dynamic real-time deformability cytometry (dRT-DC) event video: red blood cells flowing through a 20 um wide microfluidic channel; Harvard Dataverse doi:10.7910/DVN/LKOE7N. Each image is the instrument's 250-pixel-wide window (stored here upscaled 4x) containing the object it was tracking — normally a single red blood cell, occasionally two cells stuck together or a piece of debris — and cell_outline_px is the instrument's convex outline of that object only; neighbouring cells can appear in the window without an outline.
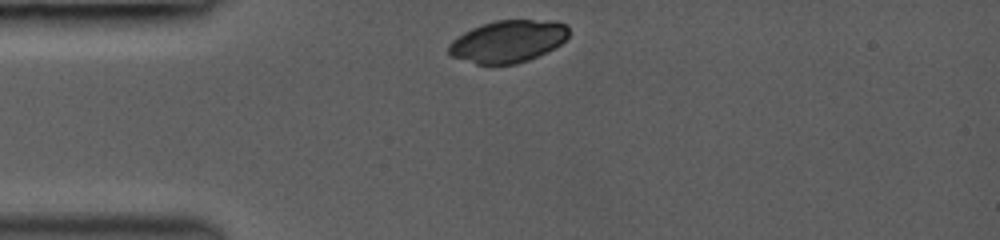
{"species": "common noctule bat (a hibernating species)", "species_latin": "Nyctalus noctula", "temperature_condition": "room temperature", "stored_images_in_passage": 32, "camera_frame_rate_fps": 3000, "um_per_image_px": 0.085, "animal": {"sex": "female", "body_mass_g": 19.0, "forearm_length_mm": 53.3}, "frame": {"image": 1, "passage_image": 1, "time_ms": 0.0, "image_size_px": [1000, 240], "cell_outline_px": [[568, 36], [560, 44], [528, 60], [516, 64], [476, 64], [452, 56], [448, 52], [448, 44], [456, 36], [472, 28], [496, 20], [556, 20], [564, 24], [568, 28]], "centroid_in_image_um": [43.15, 3.5], "position_along_channel_um": 41.8, "area_um2": 29.3}}
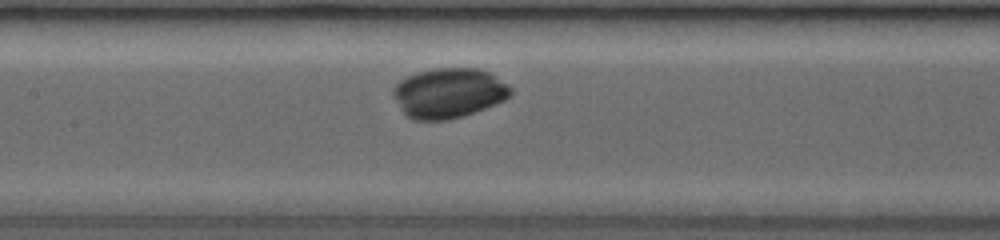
{"frame": {"image": 2, "passage_image": 14, "time_ms": 3.667, "image_size_px": [1000, 240], "cell_outline_px": [[512, 92], [504, 100], [464, 116], [448, 120], [412, 120], [404, 112], [396, 100], [392, 92], [392, 88], [400, 80], [416, 72], [432, 68], [480, 68], [492, 72], [508, 84], [512, 88]], "centroid_in_image_um": [38.16, 7.89], "position_along_channel_um": 169.2, "area_um2": 34.33}}
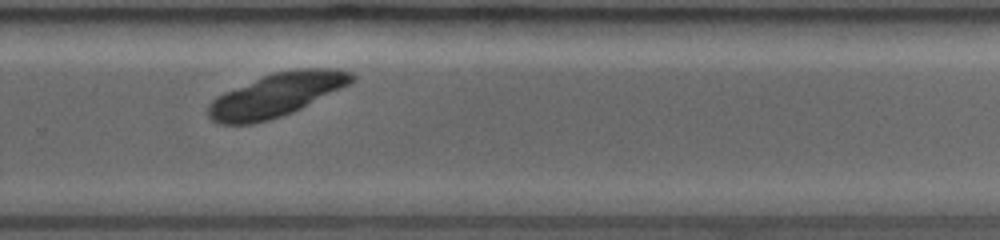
{"frame": {"image": 3, "passage_image": 25, "time_ms": 7.0, "image_size_px": [1000, 240], "cell_outline_px": [[356, 76], [348, 84], [292, 112], [268, 120], [252, 124], [216, 124], [208, 116], [208, 104], [216, 96], [224, 92], [272, 72], [296, 68], [336, 68], [352, 72]], "centroid_in_image_um": [23.45, 8.06], "position_along_channel_um": 306.4, "area_um2": 36.01}}